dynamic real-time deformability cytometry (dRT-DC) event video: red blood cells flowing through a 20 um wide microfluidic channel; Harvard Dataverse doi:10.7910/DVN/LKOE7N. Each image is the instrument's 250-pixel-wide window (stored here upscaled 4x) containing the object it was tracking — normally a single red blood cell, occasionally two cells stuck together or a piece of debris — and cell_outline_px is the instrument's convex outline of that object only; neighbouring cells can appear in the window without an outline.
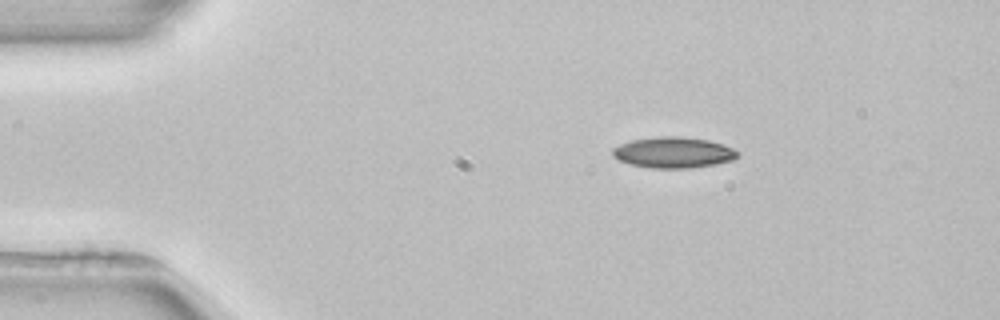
{"species": "common noctule bat (a hibernating species)", "species_latin": "Nyctalus noctula", "temperature_condition": "room temperature", "stored_images_in_passage": 3, "camera_frame_rate_fps": 3000, "um_per_image_px": 0.085, "animal": {"sex": "female", "body_mass_g": 22.7, "forearm_length_mm": 54.2}, "frame": {"image": 1, "passage_image": 1, "time_ms": 0.0, "image_size_px": [1000, 320], "cell_outline_px": [[740, 152], [732, 160], [716, 164], [692, 168], [652, 168], [628, 164], [612, 156], [612, 148], [620, 144], [632, 140], [660, 136], [680, 136], [708, 140], [724, 144]], "centroid_in_image_um": [57.23, 12.96], "position_along_channel_um": 27.8, "area_um2": 22.6}}
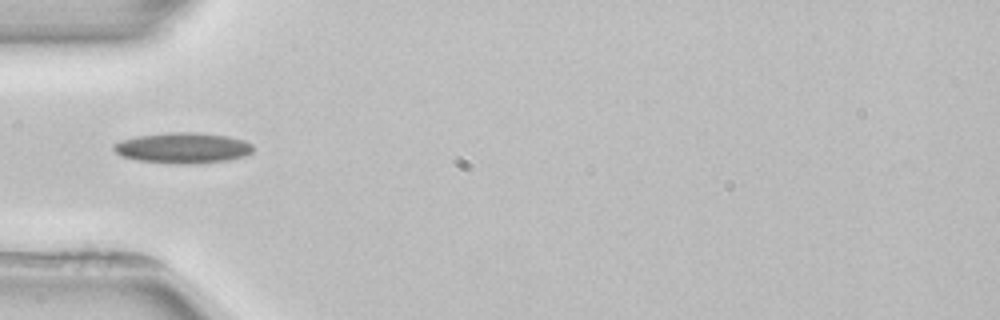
{"frame": {"image": 2, "passage_image": 3, "time_ms": 2.667, "image_size_px": [1000, 320], "cell_outline_px": [[252, 152], [244, 156], [228, 160], [196, 164], [176, 164], [136, 160], [120, 156], [112, 148], [112, 144], [120, 140], [136, 136], [168, 132], [196, 132], [228, 136], [244, 140], [252, 144]], "centroid_in_image_um": [15.5, 12.57], "position_along_channel_um": 69.5, "area_um2": 25.2}}